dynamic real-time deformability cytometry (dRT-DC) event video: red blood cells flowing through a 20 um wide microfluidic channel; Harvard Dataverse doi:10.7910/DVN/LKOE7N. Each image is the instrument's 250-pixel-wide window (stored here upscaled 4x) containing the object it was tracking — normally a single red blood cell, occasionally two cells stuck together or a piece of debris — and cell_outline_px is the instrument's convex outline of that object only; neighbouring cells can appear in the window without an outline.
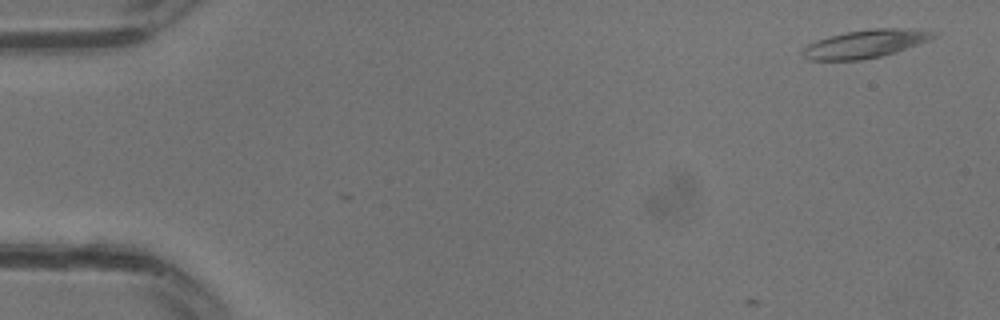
{"species": "common noctule bat (a hibernating species)", "species_latin": "Nyctalus noctula", "temperature_condition": "warm", "stored_images_in_passage": 5, "camera_frame_rate_fps": 3000, "um_per_image_px": 0.085, "animal": {"sex": "male", "body_mass_g": 13.3}, "frame": {"image": 1, "passage_image": 2, "time_ms": 0.333, "image_size_px": [1000, 320], "cell_outline_px": [[940, 36], [932, 40], [896, 52], [880, 56], [860, 60], [808, 60], [800, 52], [808, 44], [816, 40], [828, 36], [844, 32], [872, 28], [900, 28], [936, 32]], "centroid_in_image_um": [73.57, 3.72], "position_along_channel_um": 11.4, "area_um2": 21.62}}